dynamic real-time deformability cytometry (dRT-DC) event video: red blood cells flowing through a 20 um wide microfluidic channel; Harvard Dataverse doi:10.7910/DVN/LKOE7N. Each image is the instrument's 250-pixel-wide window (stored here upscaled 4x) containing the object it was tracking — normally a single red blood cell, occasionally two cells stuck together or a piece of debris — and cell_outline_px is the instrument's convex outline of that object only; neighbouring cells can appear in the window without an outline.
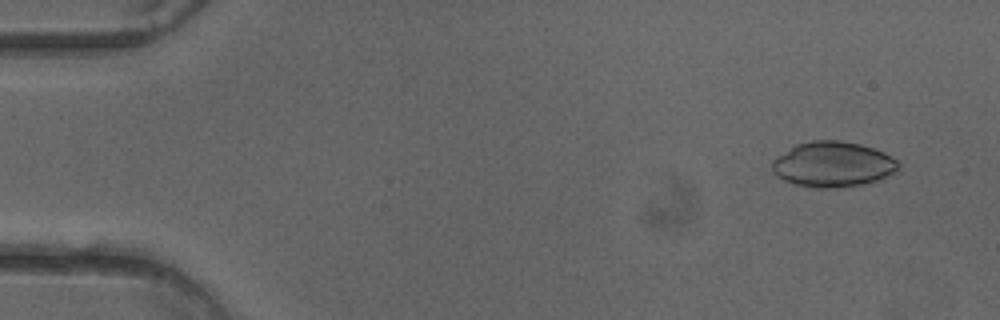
{"species": "common noctule bat (a hibernating species)", "species_latin": "Nyctalus noctula", "temperature_condition": "cold", "stored_images_in_passage": 50, "camera_frame_rate_fps": 3000, "um_per_image_px": 0.085, "animal": {"sex": "female"}, "frame": {"image": 1, "passage_image": 3, "time_ms": 0.667, "image_size_px": [1000, 320], "cell_outline_px": [[900, 172], [876, 180], [860, 184], [828, 188], [816, 188], [792, 184], [776, 176], [772, 172], [772, 160], [776, 156], [796, 144], [812, 140], [840, 140], [860, 144], [884, 152], [896, 160], [900, 164]], "centroid_in_image_um": [70.78, 13.96], "position_along_channel_um": 14.2, "area_um2": 33.58}}
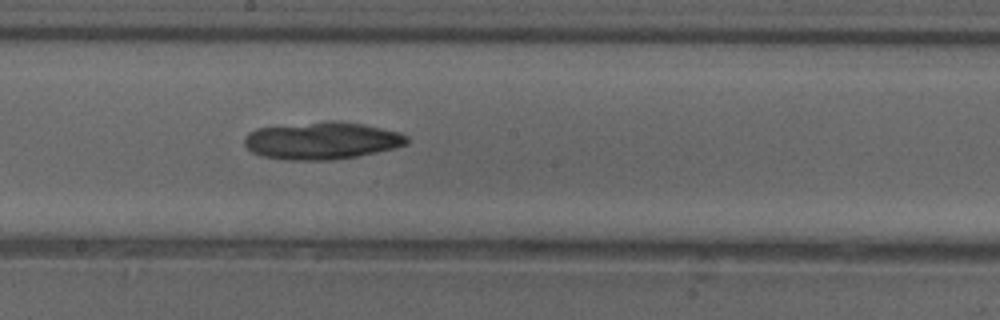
{"frame": {"image": 2, "passage_image": 27, "time_ms": 8.667, "image_size_px": [1000, 320], "cell_outline_px": [[408, 144], [396, 148], [356, 156], [332, 160], [288, 160], [264, 156], [252, 152], [244, 144], [244, 136], [248, 132], [256, 128], [328, 120], [336, 120], [364, 124], [400, 132], [408, 136]], "centroid_in_image_um": [27.37, 11.94], "position_along_channel_um": 220.8, "area_um2": 35.6}}
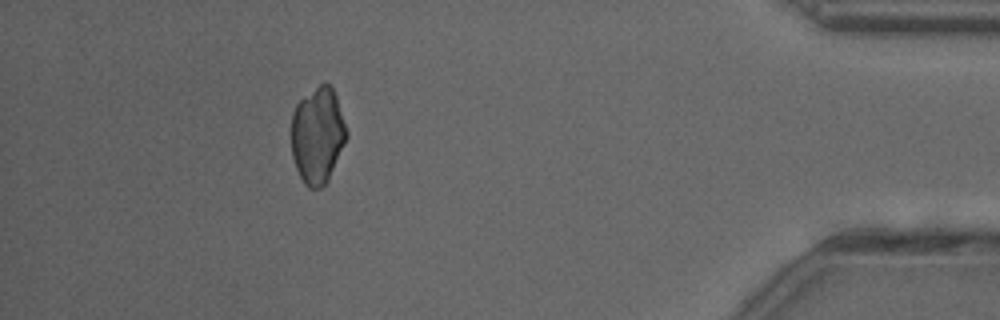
{"frame": {"image": 3, "passage_image": 45, "time_ms": 14.667, "image_size_px": [1000, 320], "cell_outline_px": [[348, 136], [328, 180], [320, 188], [308, 188], [304, 184], [296, 168], [292, 156], [292, 112], [296, 104], [300, 100], [324, 80], [332, 88], [336, 96], [348, 132]], "centroid_in_image_um": [27.0, 11.5], "position_along_channel_um": 408.2, "area_um2": 30.92}}